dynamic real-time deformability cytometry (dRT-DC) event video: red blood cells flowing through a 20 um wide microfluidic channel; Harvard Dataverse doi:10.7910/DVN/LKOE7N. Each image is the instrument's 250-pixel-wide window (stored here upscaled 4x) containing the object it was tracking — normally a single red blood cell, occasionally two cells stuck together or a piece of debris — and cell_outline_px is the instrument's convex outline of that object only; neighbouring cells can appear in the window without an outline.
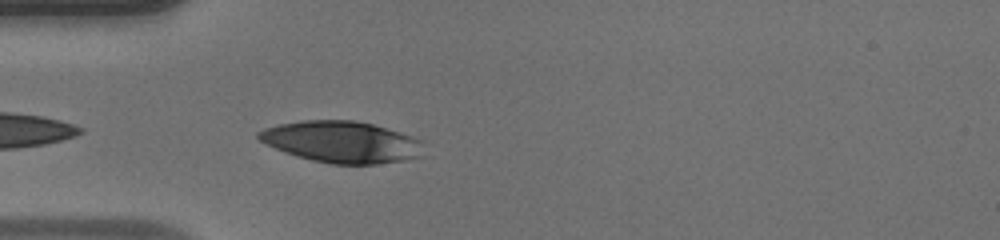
{"species": "human", "species_latin": "Homo sapiens", "temperature_condition": "warm", "stored_images_in_passage": 8, "camera_frame_rate_fps": 3000, "um_per_image_px": 0.085, "donor": {"sex": "male"}, "frame": {"image": 1, "passage_image": 2, "time_ms": 0.333, "image_size_px": [1000, 240], "cell_outline_px": [[424, 156], [376, 164], [332, 164], [312, 160], [296, 156], [284, 152], [260, 140], [256, 136], [256, 132], [264, 128], [280, 124], [304, 120], [352, 120], [372, 124], [412, 136], [420, 140]], "centroid_in_image_um": [29.02, 12.06], "position_along_channel_um": 56.0, "area_um2": 39.65}}
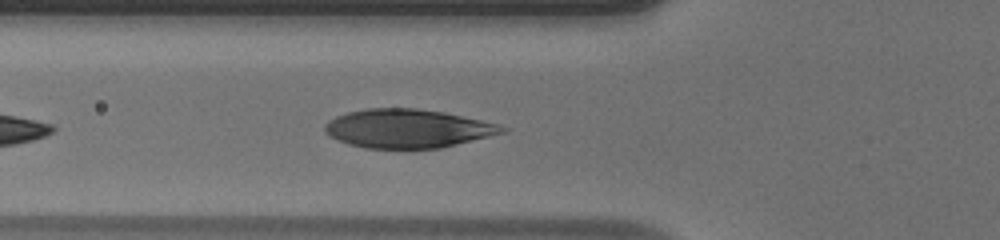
{"frame": {"image": 2, "passage_image": 5, "time_ms": 1.333, "image_size_px": [1000, 240], "cell_outline_px": [[508, 132], [440, 148], [364, 148], [348, 144], [336, 140], [328, 136], [324, 132], [324, 124], [328, 120], [336, 116], [348, 112], [364, 108], [416, 108], [444, 112], [500, 124], [508, 128]], "centroid_in_image_um": [34.63, 10.92], "position_along_channel_um": 91.2, "area_um2": 40.29}}